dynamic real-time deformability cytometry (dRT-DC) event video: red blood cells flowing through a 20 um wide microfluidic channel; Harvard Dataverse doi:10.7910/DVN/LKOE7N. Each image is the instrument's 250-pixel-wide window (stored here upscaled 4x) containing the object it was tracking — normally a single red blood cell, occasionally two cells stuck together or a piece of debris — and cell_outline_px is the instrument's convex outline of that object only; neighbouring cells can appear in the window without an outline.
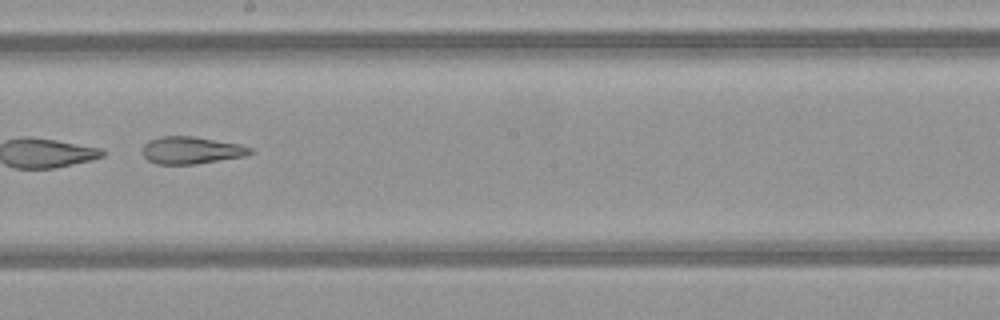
{"species": "common noctule bat (a hibernating species)", "species_latin": "Nyctalus noctula", "temperature_condition": "warm", "stored_images_in_passage": 49, "camera_frame_rate_fps": 3000, "um_per_image_px": 0.085, "animal": {"sex": "female", "body_mass_g": 21.9}, "frame": {"image": 1, "passage_image": 28, "time_ms": 9.0, "image_size_px": [1000, 320], "cell_outline_px": [[256, 152], [248, 156], [196, 164], [156, 164], [148, 160], [144, 156], [144, 144], [148, 140], [160, 136], [192, 136], [240, 144], [252, 148]], "centroid_in_image_um": [16.32, 12.77], "position_along_channel_um": 231.9, "area_um2": 17.28}}